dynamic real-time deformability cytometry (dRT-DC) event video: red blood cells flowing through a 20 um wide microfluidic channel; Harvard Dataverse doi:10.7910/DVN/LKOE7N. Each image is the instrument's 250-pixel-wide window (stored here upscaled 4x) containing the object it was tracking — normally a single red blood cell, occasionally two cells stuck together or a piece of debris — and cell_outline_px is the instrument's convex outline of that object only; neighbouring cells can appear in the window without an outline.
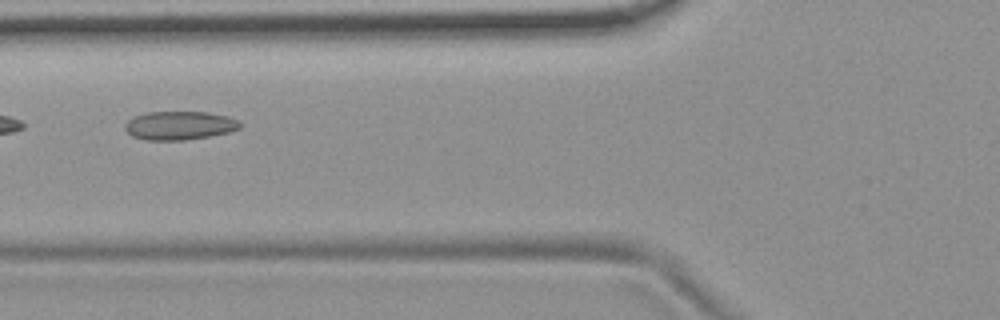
{"species": "common noctule bat (a hibernating species)", "species_latin": "Nyctalus noctula", "temperature_condition": "room temperature", "stored_images_in_passage": 8, "camera_frame_rate_fps": 3000, "um_per_image_px": 0.085, "animal": {"sex": "female", "body_mass_g": 19.9}, "frame": {"image": 1, "passage_image": 3, "time_ms": 2.333, "image_size_px": [1000, 320], "cell_outline_px": [[244, 124], [240, 128], [232, 132], [184, 140], [144, 140], [132, 136], [124, 128], [124, 124], [128, 120], [136, 116], [148, 112], [208, 112], [228, 116], [240, 120]], "centroid_in_image_um": [15.31, 10.67], "position_along_channel_um": 110.5, "area_um2": 19.36}}
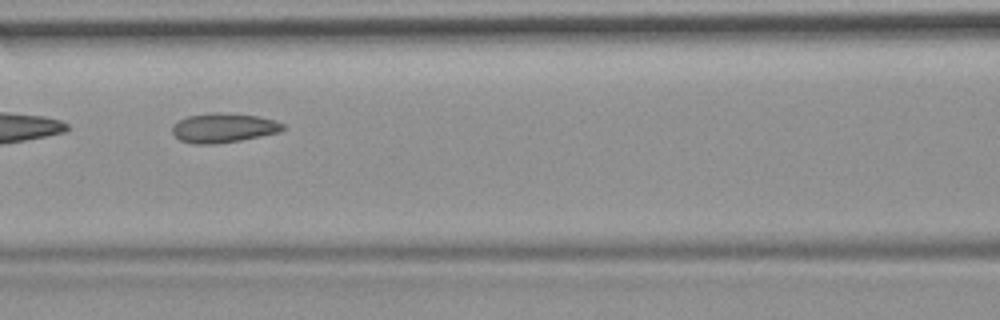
{"frame": {"image": 2, "passage_image": 4, "time_ms": 3.333, "image_size_px": [1000, 320], "cell_outline_px": [[284, 128], [280, 132], [240, 140], [212, 144], [192, 144], [180, 140], [172, 132], [172, 124], [188, 116], [216, 112], [220, 112], [256, 116], [276, 120], [284, 124]], "centroid_in_image_um": [18.99, 10.87], "position_along_channel_um": 147.6, "area_um2": 18.84}}